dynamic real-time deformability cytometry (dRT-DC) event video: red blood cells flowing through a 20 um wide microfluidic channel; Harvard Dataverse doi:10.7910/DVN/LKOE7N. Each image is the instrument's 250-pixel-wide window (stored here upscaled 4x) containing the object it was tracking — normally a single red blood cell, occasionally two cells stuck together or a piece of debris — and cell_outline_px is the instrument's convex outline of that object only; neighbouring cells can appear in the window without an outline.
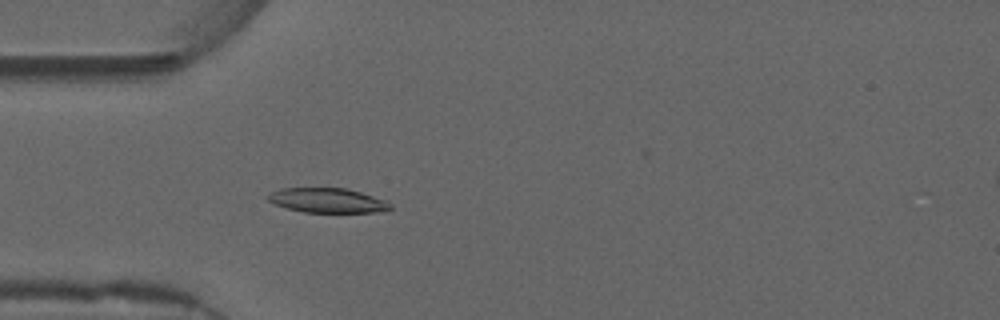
{"species": "common noctule bat (a hibernating species)", "species_latin": "Nyctalus noctula", "temperature_condition": "warm", "stored_images_in_passage": 54, "camera_frame_rate_fps": 3000, "um_per_image_px": 0.085, "animal": {"sex": "male", "forearm_length_mm": 52.5}, "frame": {"image": 1, "passage_image": 15, "time_ms": 4.667, "image_size_px": [1000, 320], "cell_outline_px": [[392, 208], [372, 212], [304, 212], [272, 204], [268, 200], [268, 196], [272, 192], [280, 188], [348, 188], [388, 200], [392, 204]], "centroid_in_image_um": [27.86, 17.02], "position_along_channel_um": 57.1, "area_um2": 17.57}}
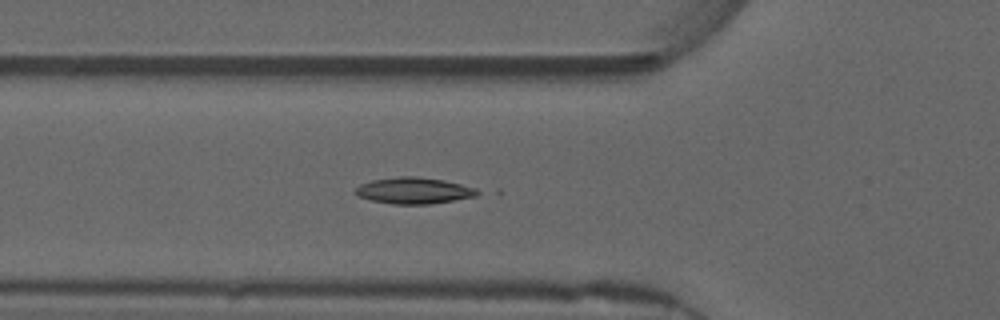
{"frame": {"image": 2, "passage_image": 18, "time_ms": 5.667, "image_size_px": [1000, 320], "cell_outline_px": [[484, 192], [476, 196], [428, 204], [392, 204], [372, 200], [360, 196], [352, 192], [360, 184], [372, 180], [400, 176], [416, 176], [444, 180], [476, 188]], "centroid_in_image_um": [35.19, 16.19], "position_along_channel_um": 90.6, "area_um2": 18.67}}
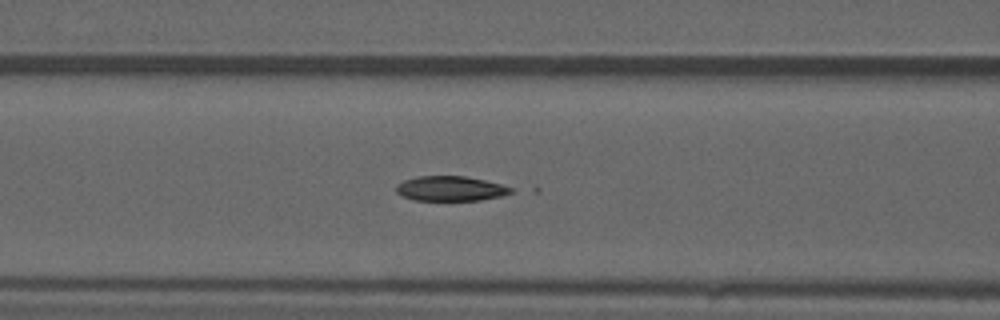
{"frame": {"image": 3, "passage_image": 21, "time_ms": 6.667, "image_size_px": [1000, 320], "cell_outline_px": [[512, 192], [500, 196], [480, 200], [416, 200], [400, 196], [396, 192], [396, 184], [404, 180], [416, 176], [464, 176], [484, 180], [500, 184], [512, 188]], "centroid_in_image_um": [38.23, 16.02], "position_along_channel_um": 128.4, "area_um2": 16.53}, "authors_computed_cell_mechanics": {"area_um2": 17.9758, "velocity_mm_per_s": 3.7225, "shape_relaxation_time_tau1_ms": null, "shape_relaxation_time_tau2_ms": 2.3211, "deformation_change_tau1": null, "deformation_change_tau2": 0.0636}}